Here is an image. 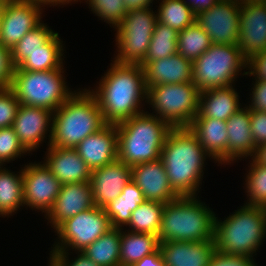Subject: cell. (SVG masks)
Segmentation results:
<instances>
[{"label": "cell", "instance_id": "obj_3", "mask_svg": "<svg viewBox=\"0 0 266 266\" xmlns=\"http://www.w3.org/2000/svg\"><path fill=\"white\" fill-rule=\"evenodd\" d=\"M106 125L96 97L78 88L52 116L50 145L75 148L82 140Z\"/></svg>", "mask_w": 266, "mask_h": 266}, {"label": "cell", "instance_id": "obj_2", "mask_svg": "<svg viewBox=\"0 0 266 266\" xmlns=\"http://www.w3.org/2000/svg\"><path fill=\"white\" fill-rule=\"evenodd\" d=\"M160 159L170 186L179 196H198L206 161L212 158L189 127L172 128L169 131Z\"/></svg>", "mask_w": 266, "mask_h": 266}, {"label": "cell", "instance_id": "obj_26", "mask_svg": "<svg viewBox=\"0 0 266 266\" xmlns=\"http://www.w3.org/2000/svg\"><path fill=\"white\" fill-rule=\"evenodd\" d=\"M236 84L203 91L199 94V118L227 119L241 109L245 104L240 103V95ZM243 104V105H242Z\"/></svg>", "mask_w": 266, "mask_h": 266}, {"label": "cell", "instance_id": "obj_31", "mask_svg": "<svg viewBox=\"0 0 266 266\" xmlns=\"http://www.w3.org/2000/svg\"><path fill=\"white\" fill-rule=\"evenodd\" d=\"M121 228H111L82 252L98 266H120Z\"/></svg>", "mask_w": 266, "mask_h": 266}, {"label": "cell", "instance_id": "obj_35", "mask_svg": "<svg viewBox=\"0 0 266 266\" xmlns=\"http://www.w3.org/2000/svg\"><path fill=\"white\" fill-rule=\"evenodd\" d=\"M249 159L242 186L245 194L247 193L244 204L266 208V165L258 164L253 158Z\"/></svg>", "mask_w": 266, "mask_h": 266}, {"label": "cell", "instance_id": "obj_54", "mask_svg": "<svg viewBox=\"0 0 266 266\" xmlns=\"http://www.w3.org/2000/svg\"><path fill=\"white\" fill-rule=\"evenodd\" d=\"M1 1H3L5 3H9L10 1H14V0H1Z\"/></svg>", "mask_w": 266, "mask_h": 266}, {"label": "cell", "instance_id": "obj_9", "mask_svg": "<svg viewBox=\"0 0 266 266\" xmlns=\"http://www.w3.org/2000/svg\"><path fill=\"white\" fill-rule=\"evenodd\" d=\"M199 94L193 82L147 87V112L172 128L189 127L198 114Z\"/></svg>", "mask_w": 266, "mask_h": 266}, {"label": "cell", "instance_id": "obj_41", "mask_svg": "<svg viewBox=\"0 0 266 266\" xmlns=\"http://www.w3.org/2000/svg\"><path fill=\"white\" fill-rule=\"evenodd\" d=\"M72 253L77 254L76 257H71ZM49 259L55 266H98L90 258H88L82 251L64 252V251H50ZM70 259V260H69Z\"/></svg>", "mask_w": 266, "mask_h": 266}, {"label": "cell", "instance_id": "obj_50", "mask_svg": "<svg viewBox=\"0 0 266 266\" xmlns=\"http://www.w3.org/2000/svg\"><path fill=\"white\" fill-rule=\"evenodd\" d=\"M258 164L266 165V143L261 144L256 148V151L252 157Z\"/></svg>", "mask_w": 266, "mask_h": 266}, {"label": "cell", "instance_id": "obj_6", "mask_svg": "<svg viewBox=\"0 0 266 266\" xmlns=\"http://www.w3.org/2000/svg\"><path fill=\"white\" fill-rule=\"evenodd\" d=\"M118 160L128 166L160 159L165 138L172 127L144 111L116 125Z\"/></svg>", "mask_w": 266, "mask_h": 266}, {"label": "cell", "instance_id": "obj_24", "mask_svg": "<svg viewBox=\"0 0 266 266\" xmlns=\"http://www.w3.org/2000/svg\"><path fill=\"white\" fill-rule=\"evenodd\" d=\"M145 85L192 82V62L178 53L155 61H143Z\"/></svg>", "mask_w": 266, "mask_h": 266}, {"label": "cell", "instance_id": "obj_32", "mask_svg": "<svg viewBox=\"0 0 266 266\" xmlns=\"http://www.w3.org/2000/svg\"><path fill=\"white\" fill-rule=\"evenodd\" d=\"M164 207L165 204L161 202L144 201L131 213L130 221L124 229L157 235Z\"/></svg>", "mask_w": 266, "mask_h": 266}, {"label": "cell", "instance_id": "obj_7", "mask_svg": "<svg viewBox=\"0 0 266 266\" xmlns=\"http://www.w3.org/2000/svg\"><path fill=\"white\" fill-rule=\"evenodd\" d=\"M247 64L248 60L237 45L211 44L192 62V82L200 93L230 86L236 84L239 76L246 77Z\"/></svg>", "mask_w": 266, "mask_h": 266}, {"label": "cell", "instance_id": "obj_8", "mask_svg": "<svg viewBox=\"0 0 266 266\" xmlns=\"http://www.w3.org/2000/svg\"><path fill=\"white\" fill-rule=\"evenodd\" d=\"M65 68L22 71L15 68L11 89L21 105L43 107L55 112L74 92L66 82Z\"/></svg>", "mask_w": 266, "mask_h": 266}, {"label": "cell", "instance_id": "obj_22", "mask_svg": "<svg viewBox=\"0 0 266 266\" xmlns=\"http://www.w3.org/2000/svg\"><path fill=\"white\" fill-rule=\"evenodd\" d=\"M159 249L166 266H208L216 251L214 240L160 242Z\"/></svg>", "mask_w": 266, "mask_h": 266}, {"label": "cell", "instance_id": "obj_15", "mask_svg": "<svg viewBox=\"0 0 266 266\" xmlns=\"http://www.w3.org/2000/svg\"><path fill=\"white\" fill-rule=\"evenodd\" d=\"M237 46L248 60L266 51V8L262 0H242Z\"/></svg>", "mask_w": 266, "mask_h": 266}, {"label": "cell", "instance_id": "obj_49", "mask_svg": "<svg viewBox=\"0 0 266 266\" xmlns=\"http://www.w3.org/2000/svg\"><path fill=\"white\" fill-rule=\"evenodd\" d=\"M127 10L138 9V8H148L153 6L154 0H123Z\"/></svg>", "mask_w": 266, "mask_h": 266}, {"label": "cell", "instance_id": "obj_16", "mask_svg": "<svg viewBox=\"0 0 266 266\" xmlns=\"http://www.w3.org/2000/svg\"><path fill=\"white\" fill-rule=\"evenodd\" d=\"M52 116L53 112L49 109L20 105L12 128L21 144L31 155L44 143L47 142V147L50 145Z\"/></svg>", "mask_w": 266, "mask_h": 266}, {"label": "cell", "instance_id": "obj_34", "mask_svg": "<svg viewBox=\"0 0 266 266\" xmlns=\"http://www.w3.org/2000/svg\"><path fill=\"white\" fill-rule=\"evenodd\" d=\"M211 44L207 32L194 22L178 32L177 53L193 62L207 51Z\"/></svg>", "mask_w": 266, "mask_h": 266}, {"label": "cell", "instance_id": "obj_12", "mask_svg": "<svg viewBox=\"0 0 266 266\" xmlns=\"http://www.w3.org/2000/svg\"><path fill=\"white\" fill-rule=\"evenodd\" d=\"M45 7L48 8L39 0H14L6 3L0 21V43L11 50L27 32L43 22Z\"/></svg>", "mask_w": 266, "mask_h": 266}, {"label": "cell", "instance_id": "obj_28", "mask_svg": "<svg viewBox=\"0 0 266 266\" xmlns=\"http://www.w3.org/2000/svg\"><path fill=\"white\" fill-rule=\"evenodd\" d=\"M20 168L13 171L0 165V217H11L24 208L23 169Z\"/></svg>", "mask_w": 266, "mask_h": 266}, {"label": "cell", "instance_id": "obj_17", "mask_svg": "<svg viewBox=\"0 0 266 266\" xmlns=\"http://www.w3.org/2000/svg\"><path fill=\"white\" fill-rule=\"evenodd\" d=\"M93 207L95 203L90 182L63 184L45 219L47 225L50 224L55 230L63 221Z\"/></svg>", "mask_w": 266, "mask_h": 266}, {"label": "cell", "instance_id": "obj_18", "mask_svg": "<svg viewBox=\"0 0 266 266\" xmlns=\"http://www.w3.org/2000/svg\"><path fill=\"white\" fill-rule=\"evenodd\" d=\"M131 181V166L115 160L92 171L90 184L95 206L104 208L114 201Z\"/></svg>", "mask_w": 266, "mask_h": 266}, {"label": "cell", "instance_id": "obj_53", "mask_svg": "<svg viewBox=\"0 0 266 266\" xmlns=\"http://www.w3.org/2000/svg\"><path fill=\"white\" fill-rule=\"evenodd\" d=\"M48 266H55L50 260L48 261Z\"/></svg>", "mask_w": 266, "mask_h": 266}, {"label": "cell", "instance_id": "obj_48", "mask_svg": "<svg viewBox=\"0 0 266 266\" xmlns=\"http://www.w3.org/2000/svg\"><path fill=\"white\" fill-rule=\"evenodd\" d=\"M195 15L210 9L216 5L220 0H183Z\"/></svg>", "mask_w": 266, "mask_h": 266}, {"label": "cell", "instance_id": "obj_20", "mask_svg": "<svg viewBox=\"0 0 266 266\" xmlns=\"http://www.w3.org/2000/svg\"><path fill=\"white\" fill-rule=\"evenodd\" d=\"M91 171L118 159V137L116 125L106 124L90 134L74 148Z\"/></svg>", "mask_w": 266, "mask_h": 266}, {"label": "cell", "instance_id": "obj_29", "mask_svg": "<svg viewBox=\"0 0 266 266\" xmlns=\"http://www.w3.org/2000/svg\"><path fill=\"white\" fill-rule=\"evenodd\" d=\"M157 235L139 233L121 228L120 238V266H131L144 256L159 249Z\"/></svg>", "mask_w": 266, "mask_h": 266}, {"label": "cell", "instance_id": "obj_33", "mask_svg": "<svg viewBox=\"0 0 266 266\" xmlns=\"http://www.w3.org/2000/svg\"><path fill=\"white\" fill-rule=\"evenodd\" d=\"M158 2L157 22L168 25L177 32L195 22V13L183 0H158Z\"/></svg>", "mask_w": 266, "mask_h": 266}, {"label": "cell", "instance_id": "obj_47", "mask_svg": "<svg viewBox=\"0 0 266 266\" xmlns=\"http://www.w3.org/2000/svg\"><path fill=\"white\" fill-rule=\"evenodd\" d=\"M131 266H166L160 249L156 252L144 256L140 261L133 263Z\"/></svg>", "mask_w": 266, "mask_h": 266}, {"label": "cell", "instance_id": "obj_30", "mask_svg": "<svg viewBox=\"0 0 266 266\" xmlns=\"http://www.w3.org/2000/svg\"><path fill=\"white\" fill-rule=\"evenodd\" d=\"M145 200L143 192L131 180L121 194L104 207L112 228H124L130 221L131 213Z\"/></svg>", "mask_w": 266, "mask_h": 266}, {"label": "cell", "instance_id": "obj_46", "mask_svg": "<svg viewBox=\"0 0 266 266\" xmlns=\"http://www.w3.org/2000/svg\"><path fill=\"white\" fill-rule=\"evenodd\" d=\"M247 70V77L266 81V51L248 59Z\"/></svg>", "mask_w": 266, "mask_h": 266}, {"label": "cell", "instance_id": "obj_39", "mask_svg": "<svg viewBox=\"0 0 266 266\" xmlns=\"http://www.w3.org/2000/svg\"><path fill=\"white\" fill-rule=\"evenodd\" d=\"M30 153L24 148L12 126L0 129V165L13 163Z\"/></svg>", "mask_w": 266, "mask_h": 266}, {"label": "cell", "instance_id": "obj_55", "mask_svg": "<svg viewBox=\"0 0 266 266\" xmlns=\"http://www.w3.org/2000/svg\"><path fill=\"white\" fill-rule=\"evenodd\" d=\"M262 1H263L264 5H265V8H266V0H262Z\"/></svg>", "mask_w": 266, "mask_h": 266}, {"label": "cell", "instance_id": "obj_37", "mask_svg": "<svg viewBox=\"0 0 266 266\" xmlns=\"http://www.w3.org/2000/svg\"><path fill=\"white\" fill-rule=\"evenodd\" d=\"M178 32L156 22L144 61H155L177 53Z\"/></svg>", "mask_w": 266, "mask_h": 266}, {"label": "cell", "instance_id": "obj_19", "mask_svg": "<svg viewBox=\"0 0 266 266\" xmlns=\"http://www.w3.org/2000/svg\"><path fill=\"white\" fill-rule=\"evenodd\" d=\"M131 180L143 192L145 200L165 204L179 197L169 184L161 159L132 166Z\"/></svg>", "mask_w": 266, "mask_h": 266}, {"label": "cell", "instance_id": "obj_14", "mask_svg": "<svg viewBox=\"0 0 266 266\" xmlns=\"http://www.w3.org/2000/svg\"><path fill=\"white\" fill-rule=\"evenodd\" d=\"M241 1L220 0L196 15L195 22L205 30L212 44L237 45Z\"/></svg>", "mask_w": 266, "mask_h": 266}, {"label": "cell", "instance_id": "obj_40", "mask_svg": "<svg viewBox=\"0 0 266 266\" xmlns=\"http://www.w3.org/2000/svg\"><path fill=\"white\" fill-rule=\"evenodd\" d=\"M20 105L11 88L0 89V129L12 126Z\"/></svg>", "mask_w": 266, "mask_h": 266}, {"label": "cell", "instance_id": "obj_38", "mask_svg": "<svg viewBox=\"0 0 266 266\" xmlns=\"http://www.w3.org/2000/svg\"><path fill=\"white\" fill-rule=\"evenodd\" d=\"M90 11L111 28H115L128 12L123 0H84Z\"/></svg>", "mask_w": 266, "mask_h": 266}, {"label": "cell", "instance_id": "obj_23", "mask_svg": "<svg viewBox=\"0 0 266 266\" xmlns=\"http://www.w3.org/2000/svg\"><path fill=\"white\" fill-rule=\"evenodd\" d=\"M251 110L243 106L226 121L228 132L227 165H233L238 160L252 158L256 148L251 134Z\"/></svg>", "mask_w": 266, "mask_h": 266}, {"label": "cell", "instance_id": "obj_27", "mask_svg": "<svg viewBox=\"0 0 266 266\" xmlns=\"http://www.w3.org/2000/svg\"><path fill=\"white\" fill-rule=\"evenodd\" d=\"M59 35L60 34L56 31L43 45V49L30 53V56L26 58L18 68L22 71L35 72L65 68V43L63 44V40Z\"/></svg>", "mask_w": 266, "mask_h": 266}, {"label": "cell", "instance_id": "obj_13", "mask_svg": "<svg viewBox=\"0 0 266 266\" xmlns=\"http://www.w3.org/2000/svg\"><path fill=\"white\" fill-rule=\"evenodd\" d=\"M22 166L24 207L44 213L45 217L53 207L62 184L42 160Z\"/></svg>", "mask_w": 266, "mask_h": 266}, {"label": "cell", "instance_id": "obj_43", "mask_svg": "<svg viewBox=\"0 0 266 266\" xmlns=\"http://www.w3.org/2000/svg\"><path fill=\"white\" fill-rule=\"evenodd\" d=\"M14 71L10 49L0 43V89L11 87Z\"/></svg>", "mask_w": 266, "mask_h": 266}, {"label": "cell", "instance_id": "obj_11", "mask_svg": "<svg viewBox=\"0 0 266 266\" xmlns=\"http://www.w3.org/2000/svg\"><path fill=\"white\" fill-rule=\"evenodd\" d=\"M111 228L106 210L95 206L63 221L54 230L57 238L51 251H83Z\"/></svg>", "mask_w": 266, "mask_h": 266}, {"label": "cell", "instance_id": "obj_1", "mask_svg": "<svg viewBox=\"0 0 266 266\" xmlns=\"http://www.w3.org/2000/svg\"><path fill=\"white\" fill-rule=\"evenodd\" d=\"M109 65L94 89L88 90L96 97L105 123L117 125L146 111L147 87L140 64L111 60Z\"/></svg>", "mask_w": 266, "mask_h": 266}, {"label": "cell", "instance_id": "obj_45", "mask_svg": "<svg viewBox=\"0 0 266 266\" xmlns=\"http://www.w3.org/2000/svg\"><path fill=\"white\" fill-rule=\"evenodd\" d=\"M251 134L255 148L266 143V112L251 111L250 114Z\"/></svg>", "mask_w": 266, "mask_h": 266}, {"label": "cell", "instance_id": "obj_51", "mask_svg": "<svg viewBox=\"0 0 266 266\" xmlns=\"http://www.w3.org/2000/svg\"><path fill=\"white\" fill-rule=\"evenodd\" d=\"M39 1H41V2H43L44 4H46L48 7H61L62 6V8L64 7V6H67V5H72V4H74V3H77V2H80V4H81V2H83V0H39Z\"/></svg>", "mask_w": 266, "mask_h": 266}, {"label": "cell", "instance_id": "obj_25", "mask_svg": "<svg viewBox=\"0 0 266 266\" xmlns=\"http://www.w3.org/2000/svg\"><path fill=\"white\" fill-rule=\"evenodd\" d=\"M226 121L196 116L189 129L197 136L206 153L222 167L227 165L228 132Z\"/></svg>", "mask_w": 266, "mask_h": 266}, {"label": "cell", "instance_id": "obj_44", "mask_svg": "<svg viewBox=\"0 0 266 266\" xmlns=\"http://www.w3.org/2000/svg\"><path fill=\"white\" fill-rule=\"evenodd\" d=\"M251 92H249L250 99L246 103V107L251 111H263L266 112V81L255 80L252 81Z\"/></svg>", "mask_w": 266, "mask_h": 266}, {"label": "cell", "instance_id": "obj_52", "mask_svg": "<svg viewBox=\"0 0 266 266\" xmlns=\"http://www.w3.org/2000/svg\"><path fill=\"white\" fill-rule=\"evenodd\" d=\"M5 4H6L5 2L0 0V21H1V17H2V13H3V9H4Z\"/></svg>", "mask_w": 266, "mask_h": 266}, {"label": "cell", "instance_id": "obj_4", "mask_svg": "<svg viewBox=\"0 0 266 266\" xmlns=\"http://www.w3.org/2000/svg\"><path fill=\"white\" fill-rule=\"evenodd\" d=\"M266 239V208L243 204L223 221L215 214L217 251L255 257Z\"/></svg>", "mask_w": 266, "mask_h": 266}, {"label": "cell", "instance_id": "obj_5", "mask_svg": "<svg viewBox=\"0 0 266 266\" xmlns=\"http://www.w3.org/2000/svg\"><path fill=\"white\" fill-rule=\"evenodd\" d=\"M205 203L199 196H179L165 203L157 234L159 242L214 240L217 213Z\"/></svg>", "mask_w": 266, "mask_h": 266}, {"label": "cell", "instance_id": "obj_42", "mask_svg": "<svg viewBox=\"0 0 266 266\" xmlns=\"http://www.w3.org/2000/svg\"><path fill=\"white\" fill-rule=\"evenodd\" d=\"M208 266H258L256 259L245 255L215 251Z\"/></svg>", "mask_w": 266, "mask_h": 266}, {"label": "cell", "instance_id": "obj_10", "mask_svg": "<svg viewBox=\"0 0 266 266\" xmlns=\"http://www.w3.org/2000/svg\"><path fill=\"white\" fill-rule=\"evenodd\" d=\"M153 6L129 10L121 22L113 29L116 54L113 61L121 64H141L145 60L157 22Z\"/></svg>", "mask_w": 266, "mask_h": 266}, {"label": "cell", "instance_id": "obj_21", "mask_svg": "<svg viewBox=\"0 0 266 266\" xmlns=\"http://www.w3.org/2000/svg\"><path fill=\"white\" fill-rule=\"evenodd\" d=\"M44 164L61 184L90 182L91 169L74 148L46 147Z\"/></svg>", "mask_w": 266, "mask_h": 266}, {"label": "cell", "instance_id": "obj_36", "mask_svg": "<svg viewBox=\"0 0 266 266\" xmlns=\"http://www.w3.org/2000/svg\"><path fill=\"white\" fill-rule=\"evenodd\" d=\"M44 21L26 35L10 50L12 62L17 68L30 53L43 49V45L55 34Z\"/></svg>", "mask_w": 266, "mask_h": 266}]
</instances>
